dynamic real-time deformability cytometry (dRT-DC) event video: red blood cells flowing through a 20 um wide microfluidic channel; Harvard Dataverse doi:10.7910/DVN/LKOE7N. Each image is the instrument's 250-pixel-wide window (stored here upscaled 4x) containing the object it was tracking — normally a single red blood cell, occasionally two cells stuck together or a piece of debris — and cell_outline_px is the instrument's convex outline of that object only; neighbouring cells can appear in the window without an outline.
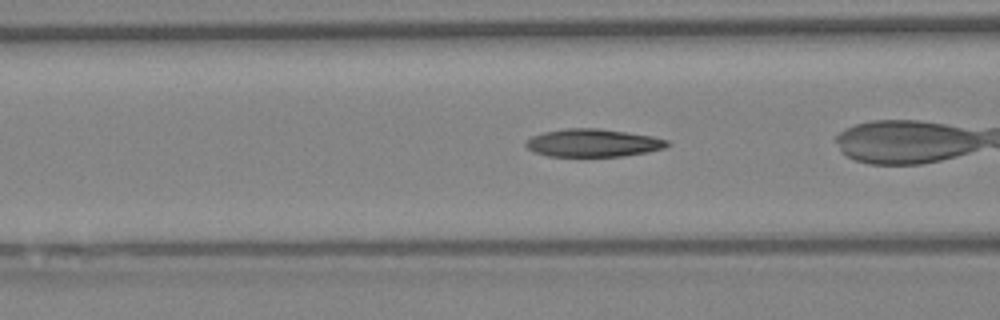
{"species": "Egyptian fruit bat (a non-hibernating species)", "species_latin": "Rousettus aegyptiacus", "temperature_condition": "warm", "stored_images_in_passage": 37, "camera_frame_rate_fps": 3000, "um_per_image_px": 0.085, "animal": {"sex": "female"}, "frame": {"image": 1, "passage_image": 14, "time_ms": 4.333, "image_size_px": [1000, 320], "cell_outline_px": [[668, 144], [664, 148], [648, 152], [624, 156], [548, 156], [536, 152], [528, 148], [524, 144], [532, 136], [544, 132], [564, 128], [600, 128], [628, 132], [652, 136], [668, 140]], "centroid_in_image_um": [50.42, 12.14], "position_along_channel_um": 116.2, "area_um2": 22.89}}
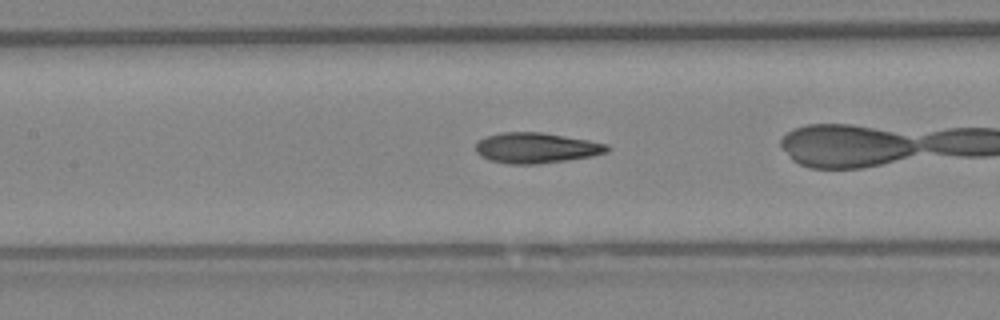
{"frame": {"image": 2, "passage_image": 18, "time_ms": 5.667, "image_size_px": [1000, 320], "cell_outline_px": [[608, 152], [592, 156], [568, 160], [536, 164], [508, 164], [488, 160], [480, 156], [476, 152], [476, 144], [480, 140], [488, 136], [500, 132], [544, 132], [588, 140], [608, 144]], "centroid_in_image_um": [45.57, 12.57], "position_along_channel_um": 161.8, "area_um2": 23.41}}
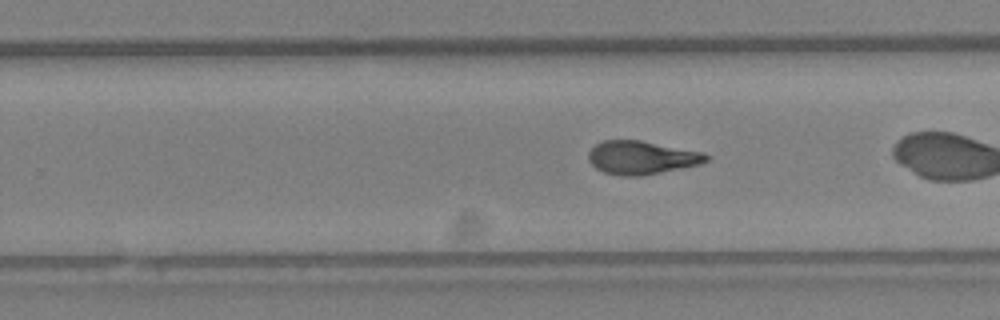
{"frame": {"image": 3, "passage_image": 28, "time_ms": 9.0, "image_size_px": [1000, 320], "cell_outline_px": [[712, 156], [708, 160], [700, 164], [640, 176], [620, 176], [604, 172], [596, 168], [588, 160], [588, 152], [600, 140], [640, 140], [704, 152]], "centroid_in_image_um": [54.53, 13.39], "position_along_channel_um": 275.3, "area_um2": 22.95}}